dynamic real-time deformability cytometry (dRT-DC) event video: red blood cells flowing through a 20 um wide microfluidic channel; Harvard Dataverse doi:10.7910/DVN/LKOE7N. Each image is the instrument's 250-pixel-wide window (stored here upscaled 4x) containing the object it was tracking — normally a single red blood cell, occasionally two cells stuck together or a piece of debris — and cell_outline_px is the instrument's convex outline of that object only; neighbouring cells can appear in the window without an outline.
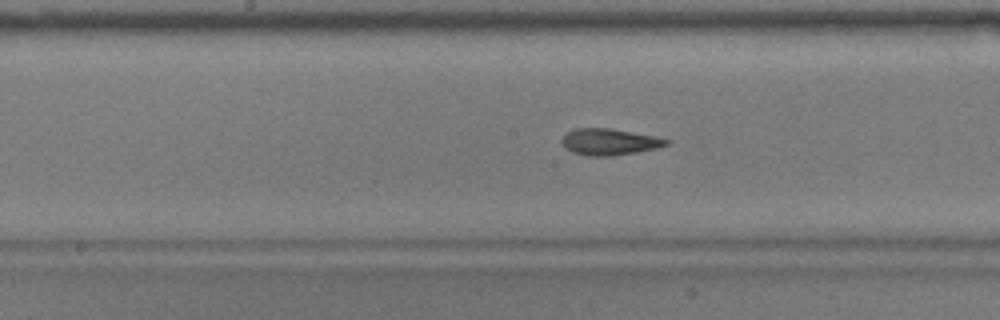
{"species": "common noctule bat (a hibernating species)", "species_latin": "Nyctalus noctula", "temperature_condition": "warm", "stored_images_in_passage": 41, "camera_frame_rate_fps": 3000, "um_per_image_px": 0.085, "animal": {"sex": "male", "body_mass_g": 17.9}, "frame": {"image": 1, "passage_image": 14, "time_ms": 4.333, "image_size_px": [1000, 320], "cell_outline_px": [[672, 140], [668, 144], [656, 148], [636, 152], [612, 156], [588, 156], [572, 152], [564, 148], [560, 140], [572, 128], [608, 128], [652, 136]], "centroid_in_image_um": [51.74, 12.06], "position_along_channel_um": 196.5, "area_um2": 16.01}}
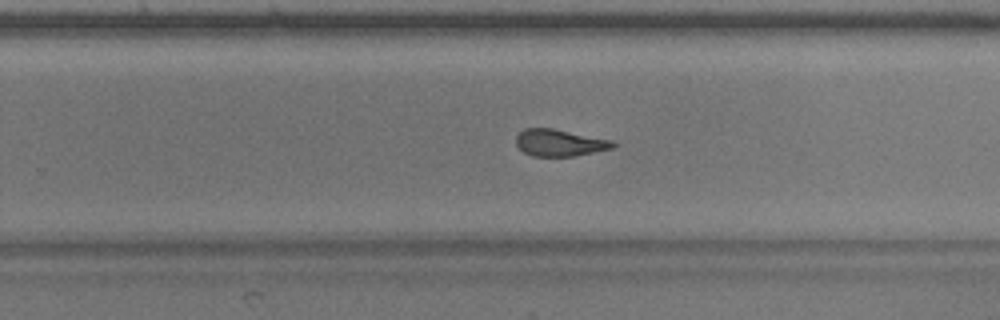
{"frame": {"image": 2, "passage_image": 21, "time_ms": 6.667, "image_size_px": [1000, 320], "cell_outline_px": [[616, 144], [612, 148], [572, 156], [532, 156], [524, 152], [516, 144], [516, 136], [524, 128], [552, 128], [612, 140]], "centroid_in_image_um": [47.53, 12.13], "position_along_channel_um": 282.3, "area_um2": 14.97}}
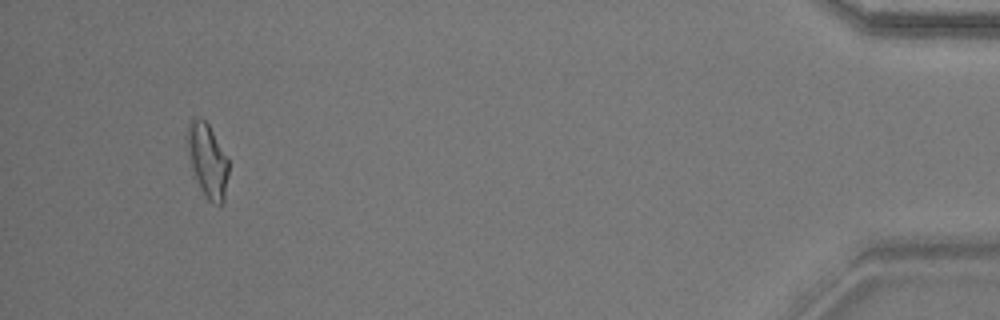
{"frame": {"image": 3, "passage_image": 38, "time_ms": 12.333, "image_size_px": [1000, 320], "cell_outline_px": [[228, 172], [224, 200], [220, 204], [216, 204], [208, 200], [200, 188], [192, 168], [184, 136], [188, 120], [192, 116], [204, 120], [208, 124], [228, 160]], "centroid_in_image_um": [17.59, 13.57], "position_along_channel_um": 417.6, "area_um2": 17.69}, "authors_computed_cell_mechanics": {"area_um2": 16.1262, "velocity_mm_per_s": 3.7022, "shape_relaxation_time_tau1_ms": null, "shape_relaxation_time_tau2_ms": 2.1581, "deformation_change_tau1": null, "deformation_change_tau2": 0.1048}}